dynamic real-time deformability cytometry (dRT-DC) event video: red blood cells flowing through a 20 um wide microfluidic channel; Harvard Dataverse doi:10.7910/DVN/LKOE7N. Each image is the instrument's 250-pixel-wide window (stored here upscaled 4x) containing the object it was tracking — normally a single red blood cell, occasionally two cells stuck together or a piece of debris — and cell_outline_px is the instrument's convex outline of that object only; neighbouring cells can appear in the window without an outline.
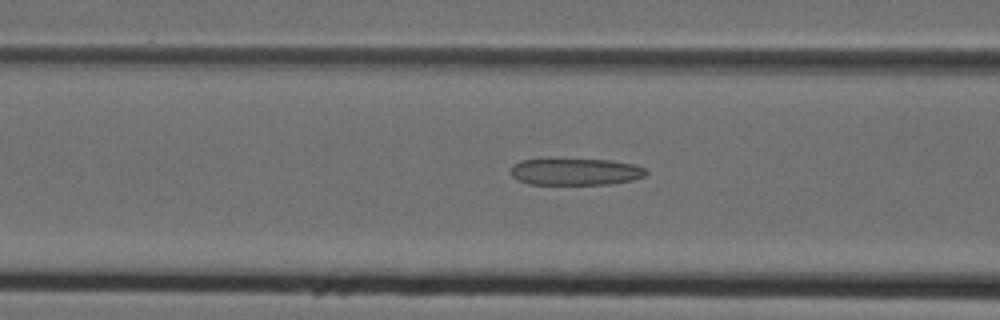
{"species": "Egyptian fruit bat (a non-hibernating species)", "species_latin": "Rousettus aegyptiacus", "temperature_condition": "cold", "stored_images_in_passage": 50, "camera_frame_rate_fps": 3000, "um_per_image_px": 0.085, "animal": {"sex": "female"}, "frame": {"image": 1, "passage_image": 20, "time_ms": 6.333, "image_size_px": [1000, 320], "cell_outline_px": [[648, 172], [644, 176], [632, 180], [608, 184], [528, 184], [512, 176], [512, 164], [520, 160], [612, 160], [632, 164], [644, 168]], "centroid_in_image_um": [48.93, 14.6], "position_along_channel_um": 117.7, "area_um2": 20.75}}
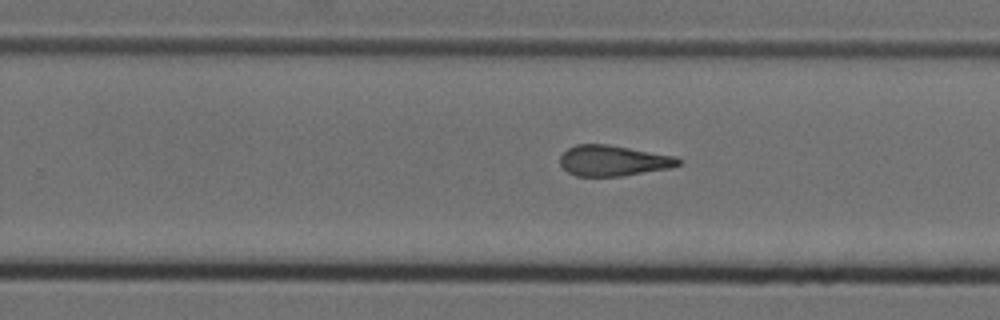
{"frame": {"image": 2, "passage_image": 32, "time_ms": 10.333, "image_size_px": [1000, 320], "cell_outline_px": [[684, 160], [680, 164], [672, 168], [620, 176], [576, 176], [568, 172], [560, 164], [560, 156], [568, 148], [576, 144], [608, 144], [676, 156]], "centroid_in_image_um": [52.16, 13.65], "position_along_channel_um": 277.6, "area_um2": 21.27}}
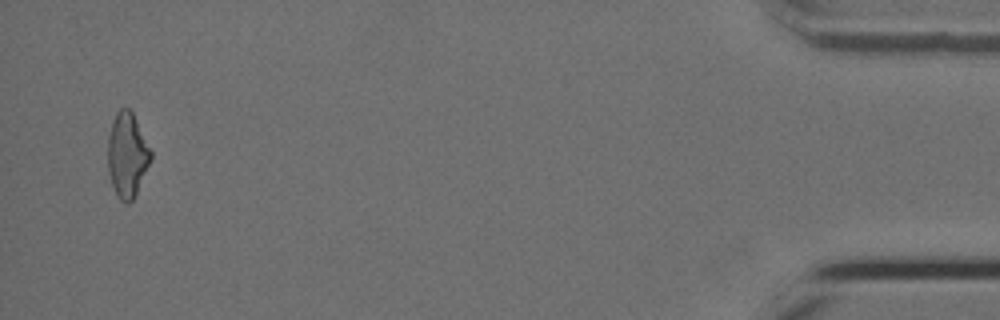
{"frame": {"image": 3, "passage_image": 49, "time_ms": 16.0, "image_size_px": [1000, 320], "cell_outline_px": [[152, 156], [136, 192], [132, 200], [128, 204], [124, 204], [120, 200], [112, 184], [108, 168], [108, 136], [112, 120], [116, 112], [120, 108], [128, 108], [132, 112], [152, 152]], "centroid_in_image_um": [10.79, 13.15], "position_along_channel_um": 424.4, "area_um2": 20.81}, "authors_computed_cell_mechanics": {"area_um2": 21.9062, "velocity_mm_per_s": 4.006, "shape_relaxation_time_tau1_ms": null, "shape_relaxation_time_tau2_ms": 3.5029, "deformation_change_tau1": null, "deformation_change_tau2": 0.1502}}